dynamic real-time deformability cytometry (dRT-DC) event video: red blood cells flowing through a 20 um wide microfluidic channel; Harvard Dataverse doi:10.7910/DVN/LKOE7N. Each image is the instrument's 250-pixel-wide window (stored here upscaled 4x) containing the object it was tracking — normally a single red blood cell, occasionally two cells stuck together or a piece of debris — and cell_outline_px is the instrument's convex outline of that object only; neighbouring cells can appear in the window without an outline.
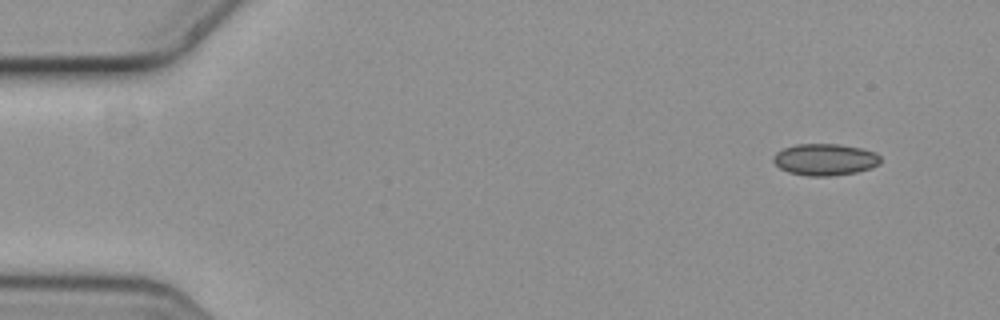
{"species": "common noctule bat (a hibernating species)", "species_latin": "Nyctalus noctula", "temperature_condition": "cold", "stored_images_in_passage": 5, "camera_frame_rate_fps": 3000, "um_per_image_px": 0.085, "animal": {"sex": "female", "body_mass_g": 19.3, "forearm_length_mm": 54.1}, "frame": {"image": 1, "passage_image": 1, "time_ms": 0.0, "image_size_px": [1000, 320], "cell_outline_px": [[880, 164], [856, 172], [828, 176], [812, 176], [788, 172], [780, 168], [772, 160], [772, 156], [776, 152], [784, 148], [796, 144], [840, 144], [860, 148], [876, 152], [880, 156]], "centroid_in_image_um": [70.11, 13.55], "position_along_channel_um": 14.9, "area_um2": 19.71}}
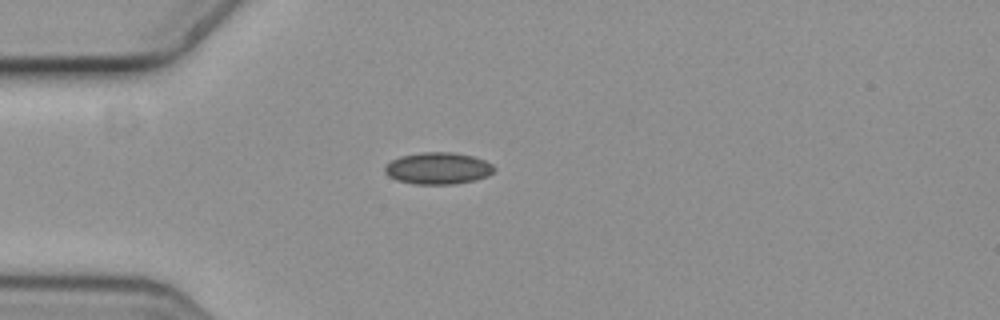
{"frame": {"image": 2, "passage_image": 4, "time_ms": 1.0, "image_size_px": [1000, 320], "cell_outline_px": [[496, 168], [488, 176], [472, 180], [452, 184], [416, 184], [396, 180], [388, 176], [384, 172], [384, 168], [392, 160], [400, 156], [420, 152], [452, 152], [472, 156], [484, 160], [492, 164]], "centroid_in_image_um": [37.21, 14.3], "position_along_channel_um": 47.8, "area_um2": 20.17}}